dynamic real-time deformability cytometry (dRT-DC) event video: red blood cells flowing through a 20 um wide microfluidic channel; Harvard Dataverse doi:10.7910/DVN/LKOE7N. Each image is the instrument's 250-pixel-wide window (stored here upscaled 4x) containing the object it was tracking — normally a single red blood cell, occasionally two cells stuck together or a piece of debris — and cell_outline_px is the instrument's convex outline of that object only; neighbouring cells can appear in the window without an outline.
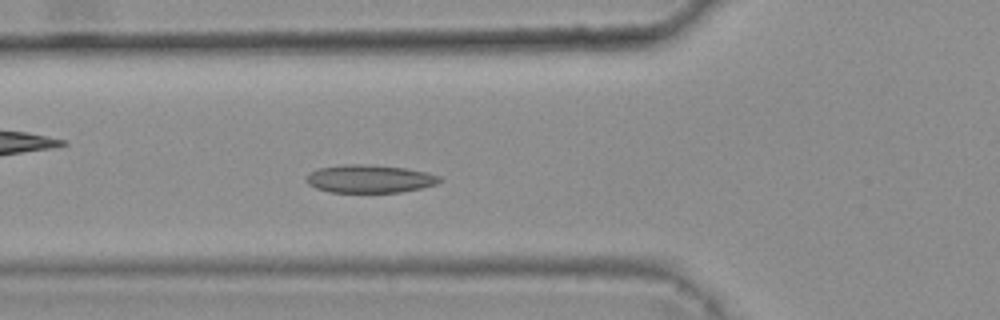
{"species": "common noctule bat (a hibernating species)", "species_latin": "Nyctalus noctula", "temperature_condition": "warm", "stored_images_in_passage": 4, "camera_frame_rate_fps": 3000, "um_per_image_px": 0.085, "animal": {"sex": "female", "body_mass_g": 25.1}, "frame": {"image": 1, "passage_image": 4, "time_ms": 1.0, "image_size_px": [1000, 320], "cell_outline_px": [[444, 180], [436, 184], [420, 188], [400, 192], [328, 192], [316, 188], [308, 184], [304, 180], [312, 172], [320, 168], [344, 164], [364, 164], [404, 168], [424, 172], [440, 176]], "centroid_in_image_um": [31.41, 15.2], "position_along_channel_um": 94.4, "area_um2": 21.56}}